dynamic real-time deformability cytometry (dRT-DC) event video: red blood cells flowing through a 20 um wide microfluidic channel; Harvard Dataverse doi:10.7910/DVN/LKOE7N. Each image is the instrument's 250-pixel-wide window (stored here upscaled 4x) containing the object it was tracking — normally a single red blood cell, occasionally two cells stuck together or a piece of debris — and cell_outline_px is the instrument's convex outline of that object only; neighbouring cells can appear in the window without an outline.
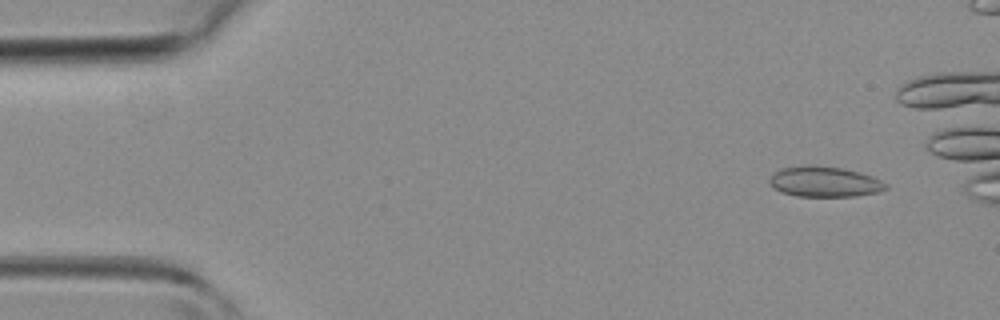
{"species": "common noctule bat (a hibernating species)", "species_latin": "Nyctalus noctula", "temperature_condition": "room temperature", "stored_images_in_passage": 35, "camera_frame_rate_fps": 3000, "um_per_image_px": 0.085, "animal": {"sex": "female", "body_mass_g": 19.3, "forearm_length_mm": 54.1}, "frame": {"image": 1, "passage_image": 3, "time_ms": 0.667, "image_size_px": [1000, 320], "cell_outline_px": [[888, 188], [876, 192], [856, 196], [796, 196], [780, 192], [768, 180], [780, 168], [804, 164], [812, 164], [844, 168], [860, 172], [872, 176], [888, 184]], "centroid_in_image_um": [70.09, 15.42], "position_along_channel_um": 14.9, "area_um2": 20.75}}
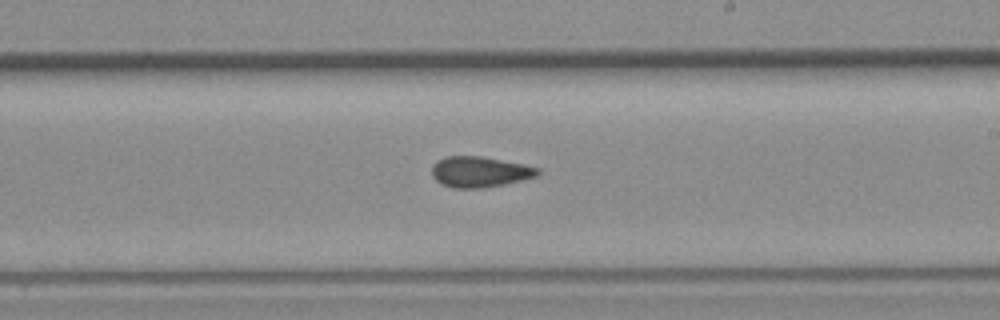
{"frame": {"image": 2, "passage_image": 25, "time_ms": 8.0, "image_size_px": [1000, 320], "cell_outline_px": [[540, 172], [536, 176], [504, 184], [484, 188], [452, 188], [440, 184], [432, 176], [432, 164], [436, 160], [444, 156], [480, 156], [524, 164], [540, 168]], "centroid_in_image_um": [40.73, 14.6], "position_along_channel_um": 248.3, "area_um2": 19.07}}
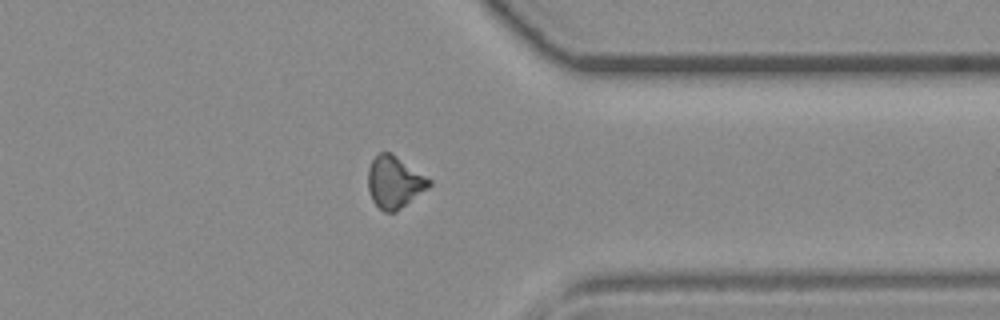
{"frame": {"image": 3, "passage_image": 34, "time_ms": 11.0, "image_size_px": [1000, 320], "cell_outline_px": [[432, 184], [428, 188], [396, 212], [384, 212], [372, 200], [368, 188], [368, 168], [372, 160], [380, 152], [392, 152], [432, 180]], "centroid_in_image_um": [33.53, 15.47], "position_along_channel_um": 377.9, "area_um2": 18.55}}